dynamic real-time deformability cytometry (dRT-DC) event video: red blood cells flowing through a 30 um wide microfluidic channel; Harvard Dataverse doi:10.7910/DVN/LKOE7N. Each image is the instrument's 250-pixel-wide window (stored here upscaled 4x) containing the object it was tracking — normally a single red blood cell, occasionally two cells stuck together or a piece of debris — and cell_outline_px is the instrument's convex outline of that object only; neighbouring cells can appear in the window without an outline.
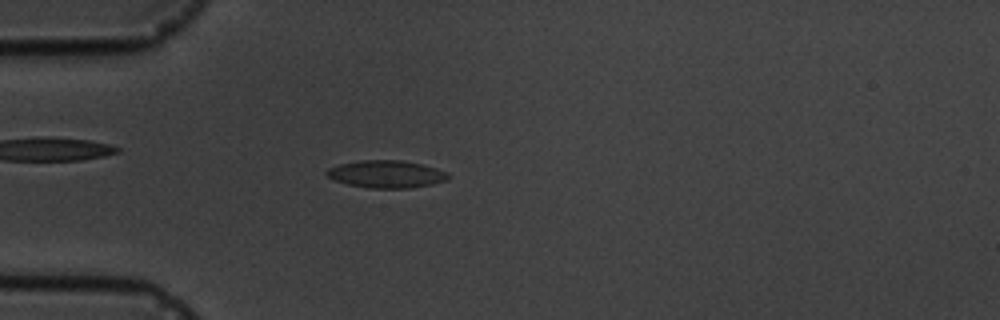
{"species": "common noctule bat (a hibernating species)", "species_latin": "Nyctalus noctula", "temperature_condition": "cold", "stored_images_in_passage": 5, "camera_frame_rate_fps": 3000, "um_per_image_px": 0.085, "animal": {"sex": "male", "body_mass_g": 19.5, "forearm_length_mm": 54.6}, "frame": {"image": 1, "passage_image": 4, "time_ms": 3.333, "image_size_px": [1000, 320], "cell_outline_px": [[452, 176], [448, 180], [432, 184], [412, 188], [368, 188], [348, 184], [336, 180], [328, 176], [324, 172], [328, 168], [340, 164], [360, 160], [400, 160], [424, 164], [448, 172]], "centroid_in_image_um": [32.89, 14.8], "position_along_channel_um": 52.1, "area_um2": 19.59}}